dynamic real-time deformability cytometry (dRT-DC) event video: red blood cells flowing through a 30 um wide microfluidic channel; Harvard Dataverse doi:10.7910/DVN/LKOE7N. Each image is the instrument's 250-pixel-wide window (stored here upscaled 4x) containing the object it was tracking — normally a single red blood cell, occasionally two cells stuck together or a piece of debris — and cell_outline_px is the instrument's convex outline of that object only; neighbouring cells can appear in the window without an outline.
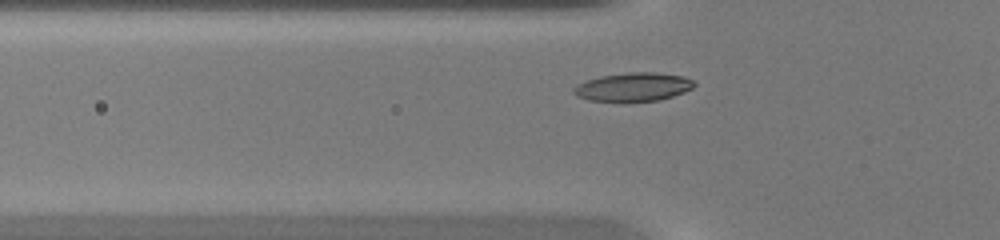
{"species": "common noctule bat (a hibernating species)", "species_latin": "Nyctalus noctula", "temperature_condition": "warm", "stored_images_in_passage": 35, "camera_frame_rate_fps": 3000, "um_per_image_px": 0.085, "animal": {"sex": "female", "body_mass_g": 20.0, "forearm_length_mm": 54.0}, "frame": {"image": 1, "passage_image": 6, "time_ms": 1.667, "image_size_px": [1000, 240], "cell_outline_px": [[696, 84], [692, 88], [684, 92], [660, 100], [588, 100], [576, 96], [572, 92], [572, 88], [576, 84], [600, 76], [628, 72], [656, 72], [684, 76], [692, 80]], "centroid_in_image_um": [53.82, 7.37], "position_along_channel_um": 72.0, "area_um2": 19.83}}
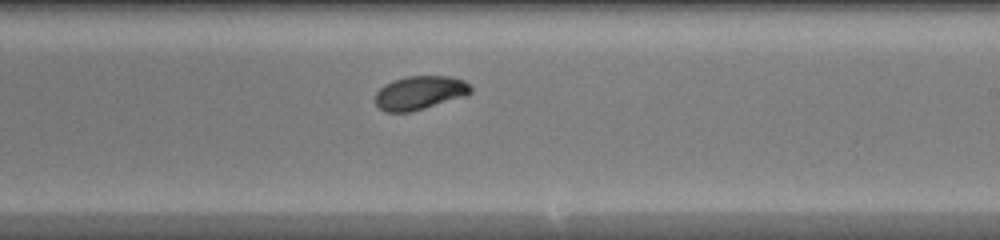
{"frame": {"image": 2, "passage_image": 18, "time_ms": 5.667, "image_size_px": [1000, 240], "cell_outline_px": [[472, 92], [468, 96], [412, 112], [384, 112], [376, 104], [376, 92], [384, 84], [392, 80], [408, 76], [448, 76], [464, 80], [472, 88]], "centroid_in_image_um": [35.71, 7.89], "position_along_channel_um": 253.3, "area_um2": 19.02}}
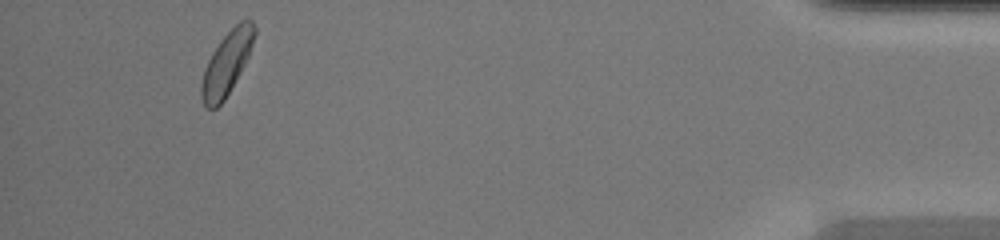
{"frame": {"image": 3, "passage_image": 33, "time_ms": 10.667, "image_size_px": [1000, 240], "cell_outline_px": [[256, 32], [248, 56], [240, 72], [224, 100], [216, 108], [208, 108], [204, 104], [200, 96], [200, 84], [204, 68], [212, 52], [220, 40], [240, 20], [248, 16], [252, 20], [256, 28]], "centroid_in_image_um": [19.26, 5.34], "position_along_channel_um": 415.9, "area_um2": 19.48}}